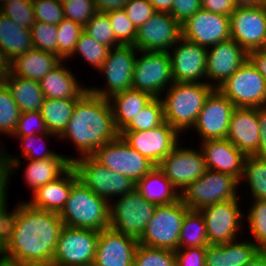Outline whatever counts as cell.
<instances>
[{"label": "cell", "mask_w": 266, "mask_h": 266, "mask_svg": "<svg viewBox=\"0 0 266 266\" xmlns=\"http://www.w3.org/2000/svg\"><path fill=\"white\" fill-rule=\"evenodd\" d=\"M91 157L100 165L128 177L135 184L156 166L131 148L121 136L99 147Z\"/></svg>", "instance_id": "obj_9"}, {"label": "cell", "mask_w": 266, "mask_h": 266, "mask_svg": "<svg viewBox=\"0 0 266 266\" xmlns=\"http://www.w3.org/2000/svg\"><path fill=\"white\" fill-rule=\"evenodd\" d=\"M189 210L180 198L170 204L157 205L138 244L176 251L182 221Z\"/></svg>", "instance_id": "obj_7"}, {"label": "cell", "mask_w": 266, "mask_h": 266, "mask_svg": "<svg viewBox=\"0 0 266 266\" xmlns=\"http://www.w3.org/2000/svg\"><path fill=\"white\" fill-rule=\"evenodd\" d=\"M36 21L58 25L64 18L62 3L57 0H32Z\"/></svg>", "instance_id": "obj_50"}, {"label": "cell", "mask_w": 266, "mask_h": 266, "mask_svg": "<svg viewBox=\"0 0 266 266\" xmlns=\"http://www.w3.org/2000/svg\"><path fill=\"white\" fill-rule=\"evenodd\" d=\"M26 161L29 163L26 164L23 177L34 193L39 187L61 177L72 166L73 157L57 153L53 158Z\"/></svg>", "instance_id": "obj_29"}, {"label": "cell", "mask_w": 266, "mask_h": 266, "mask_svg": "<svg viewBox=\"0 0 266 266\" xmlns=\"http://www.w3.org/2000/svg\"><path fill=\"white\" fill-rule=\"evenodd\" d=\"M8 72H9V63L0 53V84L5 82Z\"/></svg>", "instance_id": "obj_63"}, {"label": "cell", "mask_w": 266, "mask_h": 266, "mask_svg": "<svg viewBox=\"0 0 266 266\" xmlns=\"http://www.w3.org/2000/svg\"><path fill=\"white\" fill-rule=\"evenodd\" d=\"M163 104L154 97L121 132L146 131L164 122Z\"/></svg>", "instance_id": "obj_38"}, {"label": "cell", "mask_w": 266, "mask_h": 266, "mask_svg": "<svg viewBox=\"0 0 266 266\" xmlns=\"http://www.w3.org/2000/svg\"><path fill=\"white\" fill-rule=\"evenodd\" d=\"M246 240L237 239L229 243L208 245L205 266H245L260 250L252 239Z\"/></svg>", "instance_id": "obj_28"}, {"label": "cell", "mask_w": 266, "mask_h": 266, "mask_svg": "<svg viewBox=\"0 0 266 266\" xmlns=\"http://www.w3.org/2000/svg\"><path fill=\"white\" fill-rule=\"evenodd\" d=\"M153 98L150 94L133 88L108 98L117 131L121 132Z\"/></svg>", "instance_id": "obj_32"}, {"label": "cell", "mask_w": 266, "mask_h": 266, "mask_svg": "<svg viewBox=\"0 0 266 266\" xmlns=\"http://www.w3.org/2000/svg\"><path fill=\"white\" fill-rule=\"evenodd\" d=\"M206 224L199 210H189L182 221L178 248L207 247Z\"/></svg>", "instance_id": "obj_36"}, {"label": "cell", "mask_w": 266, "mask_h": 266, "mask_svg": "<svg viewBox=\"0 0 266 266\" xmlns=\"http://www.w3.org/2000/svg\"><path fill=\"white\" fill-rule=\"evenodd\" d=\"M72 157V167L78 181L109 204L115 200L114 198L136 188V184L131 179L100 165L91 156Z\"/></svg>", "instance_id": "obj_6"}, {"label": "cell", "mask_w": 266, "mask_h": 266, "mask_svg": "<svg viewBox=\"0 0 266 266\" xmlns=\"http://www.w3.org/2000/svg\"><path fill=\"white\" fill-rule=\"evenodd\" d=\"M258 121L260 126V144L254 156L266 159V106L258 108Z\"/></svg>", "instance_id": "obj_57"}, {"label": "cell", "mask_w": 266, "mask_h": 266, "mask_svg": "<svg viewBox=\"0 0 266 266\" xmlns=\"http://www.w3.org/2000/svg\"><path fill=\"white\" fill-rule=\"evenodd\" d=\"M109 48L96 42L90 35L83 31L76 42V47L72 55L75 57L79 54L90 66L99 70L105 62Z\"/></svg>", "instance_id": "obj_40"}, {"label": "cell", "mask_w": 266, "mask_h": 266, "mask_svg": "<svg viewBox=\"0 0 266 266\" xmlns=\"http://www.w3.org/2000/svg\"><path fill=\"white\" fill-rule=\"evenodd\" d=\"M138 240L114 231L101 230L92 266H133Z\"/></svg>", "instance_id": "obj_23"}, {"label": "cell", "mask_w": 266, "mask_h": 266, "mask_svg": "<svg viewBox=\"0 0 266 266\" xmlns=\"http://www.w3.org/2000/svg\"><path fill=\"white\" fill-rule=\"evenodd\" d=\"M55 137L58 139V136L48 132L45 134H34L31 136H11L12 138H17L20 139V143H21V150H22V157H24L25 159H31V160H43V159H47V158H53L57 152L55 151H51L48 149L47 146H43L42 144H46L45 140L48 139V137ZM46 138V139H45ZM45 139V140H44ZM40 141V143H39ZM41 141L43 142L41 144ZM38 144L37 146H35V144ZM35 146V147H34ZM47 147V148H46Z\"/></svg>", "instance_id": "obj_46"}, {"label": "cell", "mask_w": 266, "mask_h": 266, "mask_svg": "<svg viewBox=\"0 0 266 266\" xmlns=\"http://www.w3.org/2000/svg\"><path fill=\"white\" fill-rule=\"evenodd\" d=\"M136 189L144 199L156 205L170 204L179 199V192L157 166L136 184Z\"/></svg>", "instance_id": "obj_34"}, {"label": "cell", "mask_w": 266, "mask_h": 266, "mask_svg": "<svg viewBox=\"0 0 266 266\" xmlns=\"http://www.w3.org/2000/svg\"><path fill=\"white\" fill-rule=\"evenodd\" d=\"M62 60L55 68L49 71L40 81L39 85L45 98L52 99H79L87 90L76 80L69 67Z\"/></svg>", "instance_id": "obj_27"}, {"label": "cell", "mask_w": 266, "mask_h": 266, "mask_svg": "<svg viewBox=\"0 0 266 266\" xmlns=\"http://www.w3.org/2000/svg\"><path fill=\"white\" fill-rule=\"evenodd\" d=\"M214 88L207 84L173 82L160 97L164 120L181 135L195 125L204 102Z\"/></svg>", "instance_id": "obj_3"}, {"label": "cell", "mask_w": 266, "mask_h": 266, "mask_svg": "<svg viewBox=\"0 0 266 266\" xmlns=\"http://www.w3.org/2000/svg\"><path fill=\"white\" fill-rule=\"evenodd\" d=\"M84 31L96 42L107 46L109 49L120 46L115 39L112 25L106 13L97 12L92 19L84 26Z\"/></svg>", "instance_id": "obj_44"}, {"label": "cell", "mask_w": 266, "mask_h": 266, "mask_svg": "<svg viewBox=\"0 0 266 266\" xmlns=\"http://www.w3.org/2000/svg\"><path fill=\"white\" fill-rule=\"evenodd\" d=\"M133 266H176L173 250L138 244L134 252Z\"/></svg>", "instance_id": "obj_43"}, {"label": "cell", "mask_w": 266, "mask_h": 266, "mask_svg": "<svg viewBox=\"0 0 266 266\" xmlns=\"http://www.w3.org/2000/svg\"><path fill=\"white\" fill-rule=\"evenodd\" d=\"M8 191L0 198V208L6 203V202H8ZM1 252H2V249L0 248V254H1Z\"/></svg>", "instance_id": "obj_65"}, {"label": "cell", "mask_w": 266, "mask_h": 266, "mask_svg": "<svg viewBox=\"0 0 266 266\" xmlns=\"http://www.w3.org/2000/svg\"><path fill=\"white\" fill-rule=\"evenodd\" d=\"M180 144L157 165L179 193L208 170L200 148L182 147Z\"/></svg>", "instance_id": "obj_15"}, {"label": "cell", "mask_w": 266, "mask_h": 266, "mask_svg": "<svg viewBox=\"0 0 266 266\" xmlns=\"http://www.w3.org/2000/svg\"><path fill=\"white\" fill-rule=\"evenodd\" d=\"M21 111L11 96L5 83L0 84V134L11 137L17 122L20 118ZM0 140V147L2 146Z\"/></svg>", "instance_id": "obj_42"}, {"label": "cell", "mask_w": 266, "mask_h": 266, "mask_svg": "<svg viewBox=\"0 0 266 266\" xmlns=\"http://www.w3.org/2000/svg\"><path fill=\"white\" fill-rule=\"evenodd\" d=\"M59 217L64 226L100 232L110 226V204L77 181Z\"/></svg>", "instance_id": "obj_4"}, {"label": "cell", "mask_w": 266, "mask_h": 266, "mask_svg": "<svg viewBox=\"0 0 266 266\" xmlns=\"http://www.w3.org/2000/svg\"><path fill=\"white\" fill-rule=\"evenodd\" d=\"M231 39L247 52L261 49L266 40V7H236L230 15Z\"/></svg>", "instance_id": "obj_19"}, {"label": "cell", "mask_w": 266, "mask_h": 266, "mask_svg": "<svg viewBox=\"0 0 266 266\" xmlns=\"http://www.w3.org/2000/svg\"><path fill=\"white\" fill-rule=\"evenodd\" d=\"M235 7H252L264 5V0H233Z\"/></svg>", "instance_id": "obj_62"}, {"label": "cell", "mask_w": 266, "mask_h": 266, "mask_svg": "<svg viewBox=\"0 0 266 266\" xmlns=\"http://www.w3.org/2000/svg\"><path fill=\"white\" fill-rule=\"evenodd\" d=\"M119 136L157 166L177 146L182 135L164 121L153 129L119 132Z\"/></svg>", "instance_id": "obj_17"}, {"label": "cell", "mask_w": 266, "mask_h": 266, "mask_svg": "<svg viewBox=\"0 0 266 266\" xmlns=\"http://www.w3.org/2000/svg\"><path fill=\"white\" fill-rule=\"evenodd\" d=\"M137 52L133 45H120L109 49L105 62L98 70L104 75L107 87L88 86V91L108 99L116 93L131 89Z\"/></svg>", "instance_id": "obj_12"}, {"label": "cell", "mask_w": 266, "mask_h": 266, "mask_svg": "<svg viewBox=\"0 0 266 266\" xmlns=\"http://www.w3.org/2000/svg\"><path fill=\"white\" fill-rule=\"evenodd\" d=\"M168 53L174 82H206V47L181 37Z\"/></svg>", "instance_id": "obj_20"}, {"label": "cell", "mask_w": 266, "mask_h": 266, "mask_svg": "<svg viewBox=\"0 0 266 266\" xmlns=\"http://www.w3.org/2000/svg\"><path fill=\"white\" fill-rule=\"evenodd\" d=\"M45 121L40 111L23 112L11 136H31L48 133Z\"/></svg>", "instance_id": "obj_51"}, {"label": "cell", "mask_w": 266, "mask_h": 266, "mask_svg": "<svg viewBox=\"0 0 266 266\" xmlns=\"http://www.w3.org/2000/svg\"><path fill=\"white\" fill-rule=\"evenodd\" d=\"M249 210L244 214L247 228L253 237L252 242L261 250L266 249V200H252Z\"/></svg>", "instance_id": "obj_39"}, {"label": "cell", "mask_w": 266, "mask_h": 266, "mask_svg": "<svg viewBox=\"0 0 266 266\" xmlns=\"http://www.w3.org/2000/svg\"><path fill=\"white\" fill-rule=\"evenodd\" d=\"M258 108L236 107L232 113L228 139L245 156H254L260 144Z\"/></svg>", "instance_id": "obj_24"}, {"label": "cell", "mask_w": 266, "mask_h": 266, "mask_svg": "<svg viewBox=\"0 0 266 266\" xmlns=\"http://www.w3.org/2000/svg\"><path fill=\"white\" fill-rule=\"evenodd\" d=\"M30 32L35 49L57 55V25L35 21Z\"/></svg>", "instance_id": "obj_48"}, {"label": "cell", "mask_w": 266, "mask_h": 266, "mask_svg": "<svg viewBox=\"0 0 266 266\" xmlns=\"http://www.w3.org/2000/svg\"><path fill=\"white\" fill-rule=\"evenodd\" d=\"M201 7L206 11L225 16H230L236 8L233 0H201Z\"/></svg>", "instance_id": "obj_56"}, {"label": "cell", "mask_w": 266, "mask_h": 266, "mask_svg": "<svg viewBox=\"0 0 266 266\" xmlns=\"http://www.w3.org/2000/svg\"><path fill=\"white\" fill-rule=\"evenodd\" d=\"M123 9L137 29L147 22L156 12L147 0H129Z\"/></svg>", "instance_id": "obj_52"}, {"label": "cell", "mask_w": 266, "mask_h": 266, "mask_svg": "<svg viewBox=\"0 0 266 266\" xmlns=\"http://www.w3.org/2000/svg\"><path fill=\"white\" fill-rule=\"evenodd\" d=\"M78 99L45 98L40 109L49 132L58 137L66 129Z\"/></svg>", "instance_id": "obj_35"}, {"label": "cell", "mask_w": 266, "mask_h": 266, "mask_svg": "<svg viewBox=\"0 0 266 266\" xmlns=\"http://www.w3.org/2000/svg\"><path fill=\"white\" fill-rule=\"evenodd\" d=\"M112 25L115 39L121 45H134L137 28L129 20L124 9H117L106 12Z\"/></svg>", "instance_id": "obj_45"}, {"label": "cell", "mask_w": 266, "mask_h": 266, "mask_svg": "<svg viewBox=\"0 0 266 266\" xmlns=\"http://www.w3.org/2000/svg\"><path fill=\"white\" fill-rule=\"evenodd\" d=\"M261 49L266 51V40H265L264 45H263V47Z\"/></svg>", "instance_id": "obj_67"}, {"label": "cell", "mask_w": 266, "mask_h": 266, "mask_svg": "<svg viewBox=\"0 0 266 266\" xmlns=\"http://www.w3.org/2000/svg\"><path fill=\"white\" fill-rule=\"evenodd\" d=\"M4 83L21 113L40 111L45 97L38 81L13 75L9 71Z\"/></svg>", "instance_id": "obj_33"}, {"label": "cell", "mask_w": 266, "mask_h": 266, "mask_svg": "<svg viewBox=\"0 0 266 266\" xmlns=\"http://www.w3.org/2000/svg\"><path fill=\"white\" fill-rule=\"evenodd\" d=\"M99 231L64 226L59 235L52 266H92Z\"/></svg>", "instance_id": "obj_13"}, {"label": "cell", "mask_w": 266, "mask_h": 266, "mask_svg": "<svg viewBox=\"0 0 266 266\" xmlns=\"http://www.w3.org/2000/svg\"><path fill=\"white\" fill-rule=\"evenodd\" d=\"M8 0H0V8L7 2Z\"/></svg>", "instance_id": "obj_66"}, {"label": "cell", "mask_w": 266, "mask_h": 266, "mask_svg": "<svg viewBox=\"0 0 266 266\" xmlns=\"http://www.w3.org/2000/svg\"><path fill=\"white\" fill-rule=\"evenodd\" d=\"M245 266H266V250H259Z\"/></svg>", "instance_id": "obj_61"}, {"label": "cell", "mask_w": 266, "mask_h": 266, "mask_svg": "<svg viewBox=\"0 0 266 266\" xmlns=\"http://www.w3.org/2000/svg\"><path fill=\"white\" fill-rule=\"evenodd\" d=\"M248 59L266 80V51L255 49L248 52Z\"/></svg>", "instance_id": "obj_58"}, {"label": "cell", "mask_w": 266, "mask_h": 266, "mask_svg": "<svg viewBox=\"0 0 266 266\" xmlns=\"http://www.w3.org/2000/svg\"><path fill=\"white\" fill-rule=\"evenodd\" d=\"M6 202L0 208V248L3 250L11 241L15 230V223L18 217L20 203L12 211Z\"/></svg>", "instance_id": "obj_53"}, {"label": "cell", "mask_w": 266, "mask_h": 266, "mask_svg": "<svg viewBox=\"0 0 266 266\" xmlns=\"http://www.w3.org/2000/svg\"><path fill=\"white\" fill-rule=\"evenodd\" d=\"M30 29L19 26L0 12V53L10 63L33 49Z\"/></svg>", "instance_id": "obj_31"}, {"label": "cell", "mask_w": 266, "mask_h": 266, "mask_svg": "<svg viewBox=\"0 0 266 266\" xmlns=\"http://www.w3.org/2000/svg\"><path fill=\"white\" fill-rule=\"evenodd\" d=\"M83 31V26L66 18L57 25V56L61 60L69 61Z\"/></svg>", "instance_id": "obj_41"}, {"label": "cell", "mask_w": 266, "mask_h": 266, "mask_svg": "<svg viewBox=\"0 0 266 266\" xmlns=\"http://www.w3.org/2000/svg\"><path fill=\"white\" fill-rule=\"evenodd\" d=\"M239 202L240 199L235 198L199 210L205 220L209 245L229 243L238 239L245 221L242 219L244 213Z\"/></svg>", "instance_id": "obj_14"}, {"label": "cell", "mask_w": 266, "mask_h": 266, "mask_svg": "<svg viewBox=\"0 0 266 266\" xmlns=\"http://www.w3.org/2000/svg\"><path fill=\"white\" fill-rule=\"evenodd\" d=\"M62 6L65 18L83 27L97 13L93 0H65Z\"/></svg>", "instance_id": "obj_49"}, {"label": "cell", "mask_w": 266, "mask_h": 266, "mask_svg": "<svg viewBox=\"0 0 266 266\" xmlns=\"http://www.w3.org/2000/svg\"><path fill=\"white\" fill-rule=\"evenodd\" d=\"M174 253L176 266H205L206 247L178 248Z\"/></svg>", "instance_id": "obj_54"}, {"label": "cell", "mask_w": 266, "mask_h": 266, "mask_svg": "<svg viewBox=\"0 0 266 266\" xmlns=\"http://www.w3.org/2000/svg\"><path fill=\"white\" fill-rule=\"evenodd\" d=\"M201 8V0H174L169 13L182 25Z\"/></svg>", "instance_id": "obj_55"}, {"label": "cell", "mask_w": 266, "mask_h": 266, "mask_svg": "<svg viewBox=\"0 0 266 266\" xmlns=\"http://www.w3.org/2000/svg\"><path fill=\"white\" fill-rule=\"evenodd\" d=\"M246 60L248 52L231 38L210 46L207 48L206 83L218 88Z\"/></svg>", "instance_id": "obj_22"}, {"label": "cell", "mask_w": 266, "mask_h": 266, "mask_svg": "<svg viewBox=\"0 0 266 266\" xmlns=\"http://www.w3.org/2000/svg\"><path fill=\"white\" fill-rule=\"evenodd\" d=\"M181 37V24L170 13L156 11L137 29L133 46L138 51L168 52Z\"/></svg>", "instance_id": "obj_16"}, {"label": "cell", "mask_w": 266, "mask_h": 266, "mask_svg": "<svg viewBox=\"0 0 266 266\" xmlns=\"http://www.w3.org/2000/svg\"><path fill=\"white\" fill-rule=\"evenodd\" d=\"M116 199L110 203L109 228L139 240L157 205L144 199L136 188Z\"/></svg>", "instance_id": "obj_8"}, {"label": "cell", "mask_w": 266, "mask_h": 266, "mask_svg": "<svg viewBox=\"0 0 266 266\" xmlns=\"http://www.w3.org/2000/svg\"><path fill=\"white\" fill-rule=\"evenodd\" d=\"M0 266H24L14 259L8 258L0 254Z\"/></svg>", "instance_id": "obj_64"}, {"label": "cell", "mask_w": 266, "mask_h": 266, "mask_svg": "<svg viewBox=\"0 0 266 266\" xmlns=\"http://www.w3.org/2000/svg\"><path fill=\"white\" fill-rule=\"evenodd\" d=\"M77 181V174L71 166L58 179L39 187L32 193L31 201L25 202L33 208L59 214L67 202L71 187Z\"/></svg>", "instance_id": "obj_26"}, {"label": "cell", "mask_w": 266, "mask_h": 266, "mask_svg": "<svg viewBox=\"0 0 266 266\" xmlns=\"http://www.w3.org/2000/svg\"><path fill=\"white\" fill-rule=\"evenodd\" d=\"M247 183L253 200H266V159L246 156L239 184ZM243 182V183H242Z\"/></svg>", "instance_id": "obj_37"}, {"label": "cell", "mask_w": 266, "mask_h": 266, "mask_svg": "<svg viewBox=\"0 0 266 266\" xmlns=\"http://www.w3.org/2000/svg\"><path fill=\"white\" fill-rule=\"evenodd\" d=\"M0 12L12 19L19 26L31 29L35 23L32 0H8Z\"/></svg>", "instance_id": "obj_47"}, {"label": "cell", "mask_w": 266, "mask_h": 266, "mask_svg": "<svg viewBox=\"0 0 266 266\" xmlns=\"http://www.w3.org/2000/svg\"><path fill=\"white\" fill-rule=\"evenodd\" d=\"M218 89L235 107L260 108L266 106V80L249 59Z\"/></svg>", "instance_id": "obj_11"}, {"label": "cell", "mask_w": 266, "mask_h": 266, "mask_svg": "<svg viewBox=\"0 0 266 266\" xmlns=\"http://www.w3.org/2000/svg\"><path fill=\"white\" fill-rule=\"evenodd\" d=\"M173 82L168 52H137L132 76L133 89L146 92L152 97H161Z\"/></svg>", "instance_id": "obj_10"}, {"label": "cell", "mask_w": 266, "mask_h": 266, "mask_svg": "<svg viewBox=\"0 0 266 266\" xmlns=\"http://www.w3.org/2000/svg\"><path fill=\"white\" fill-rule=\"evenodd\" d=\"M199 145L208 170L230 174L240 181L246 156L228 139L201 141Z\"/></svg>", "instance_id": "obj_25"}, {"label": "cell", "mask_w": 266, "mask_h": 266, "mask_svg": "<svg viewBox=\"0 0 266 266\" xmlns=\"http://www.w3.org/2000/svg\"><path fill=\"white\" fill-rule=\"evenodd\" d=\"M235 108V105L218 88H214L206 98L191 130L196 129L202 141L226 139Z\"/></svg>", "instance_id": "obj_18"}, {"label": "cell", "mask_w": 266, "mask_h": 266, "mask_svg": "<svg viewBox=\"0 0 266 266\" xmlns=\"http://www.w3.org/2000/svg\"><path fill=\"white\" fill-rule=\"evenodd\" d=\"M61 61L56 54L33 48L12 60L9 71L13 75L39 82Z\"/></svg>", "instance_id": "obj_30"}, {"label": "cell", "mask_w": 266, "mask_h": 266, "mask_svg": "<svg viewBox=\"0 0 266 266\" xmlns=\"http://www.w3.org/2000/svg\"><path fill=\"white\" fill-rule=\"evenodd\" d=\"M239 186V180L232 175L207 170L180 192L179 198L190 210H200L208 205L240 198Z\"/></svg>", "instance_id": "obj_5"}, {"label": "cell", "mask_w": 266, "mask_h": 266, "mask_svg": "<svg viewBox=\"0 0 266 266\" xmlns=\"http://www.w3.org/2000/svg\"><path fill=\"white\" fill-rule=\"evenodd\" d=\"M118 136L108 99L87 90L76 101L67 127L57 141L73 142L81 158L91 156L99 147Z\"/></svg>", "instance_id": "obj_2"}, {"label": "cell", "mask_w": 266, "mask_h": 266, "mask_svg": "<svg viewBox=\"0 0 266 266\" xmlns=\"http://www.w3.org/2000/svg\"><path fill=\"white\" fill-rule=\"evenodd\" d=\"M97 12L106 13L112 10L123 9L129 0H93Z\"/></svg>", "instance_id": "obj_59"}, {"label": "cell", "mask_w": 266, "mask_h": 266, "mask_svg": "<svg viewBox=\"0 0 266 266\" xmlns=\"http://www.w3.org/2000/svg\"><path fill=\"white\" fill-rule=\"evenodd\" d=\"M181 27L184 39L206 48L231 38L230 16L213 13L202 8Z\"/></svg>", "instance_id": "obj_21"}, {"label": "cell", "mask_w": 266, "mask_h": 266, "mask_svg": "<svg viewBox=\"0 0 266 266\" xmlns=\"http://www.w3.org/2000/svg\"><path fill=\"white\" fill-rule=\"evenodd\" d=\"M156 11L170 12L171 5L174 0H147Z\"/></svg>", "instance_id": "obj_60"}, {"label": "cell", "mask_w": 266, "mask_h": 266, "mask_svg": "<svg viewBox=\"0 0 266 266\" xmlns=\"http://www.w3.org/2000/svg\"><path fill=\"white\" fill-rule=\"evenodd\" d=\"M63 227L58 213L20 202L14 234L1 254L24 266H51Z\"/></svg>", "instance_id": "obj_1"}]
</instances>
